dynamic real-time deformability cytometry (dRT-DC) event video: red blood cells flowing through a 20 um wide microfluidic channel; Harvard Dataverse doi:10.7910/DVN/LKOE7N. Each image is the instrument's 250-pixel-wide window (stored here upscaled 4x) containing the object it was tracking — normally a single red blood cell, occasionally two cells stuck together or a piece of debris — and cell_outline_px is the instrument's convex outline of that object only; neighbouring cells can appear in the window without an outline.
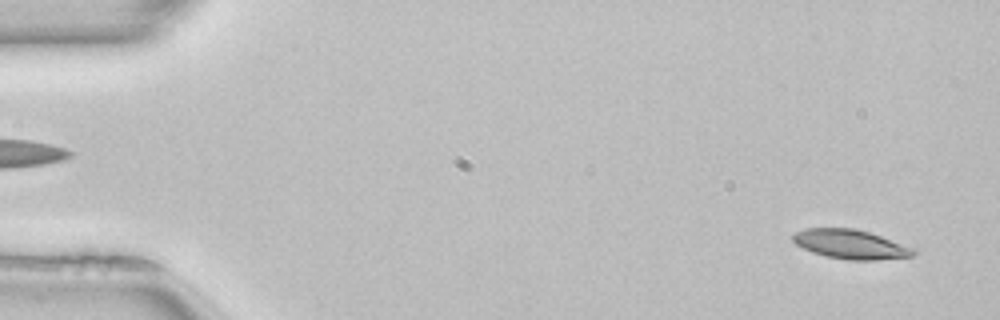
{"species": "common noctule bat (a hibernating species)", "species_latin": "Nyctalus noctula", "temperature_condition": "room temperature", "stored_images_in_passage": 50, "camera_frame_rate_fps": 3000, "um_per_image_px": 0.085, "animal": {"sex": "female", "body_mass_g": 22.7, "forearm_length_mm": 54.2}, "frame": {"image": 1, "passage_image": 2, "time_ms": 0.333, "image_size_px": [1000, 320], "cell_outline_px": [[920, 252], [912, 256], [876, 260], [848, 260], [824, 256], [812, 252], [796, 244], [792, 240], [792, 236], [796, 232], [804, 228], [852, 228], [868, 232], [916, 248]], "centroid_in_image_um": [72.33, 20.77], "position_along_channel_um": 12.7, "area_um2": 20.63}}
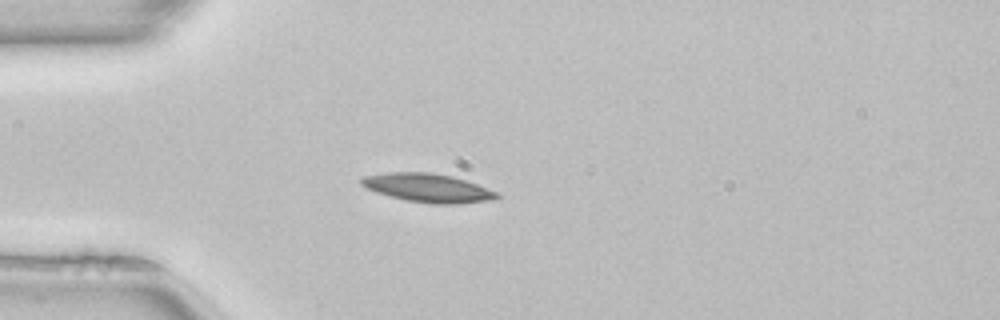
{"frame": {"image": 2, "passage_image": 13, "time_ms": 4.0, "image_size_px": [1000, 320], "cell_outline_px": [[500, 196], [492, 200], [460, 204], [432, 204], [404, 200], [376, 192], [360, 184], [360, 180], [364, 176], [388, 172], [428, 172], [452, 176], [500, 192]], "centroid_in_image_um": [36.39, 15.98], "position_along_channel_um": 48.6, "area_um2": 22.66}}
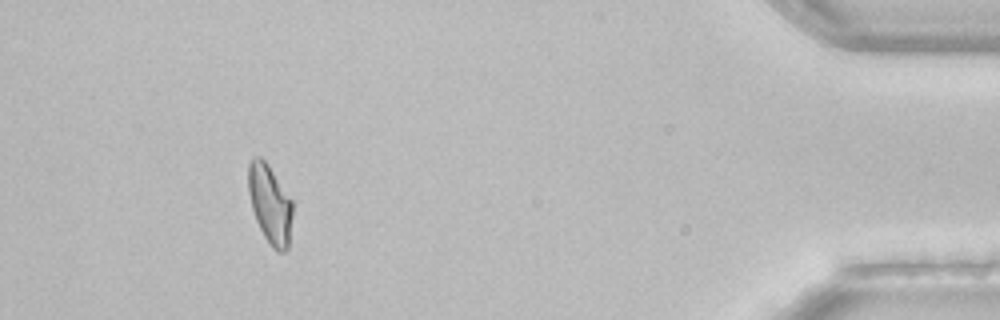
{"frame": {"image": 3, "passage_image": 46, "time_ms": 15.0, "image_size_px": [1000, 320], "cell_outline_px": [[292, 216], [288, 248], [284, 252], [276, 252], [272, 248], [264, 236], [256, 220], [252, 208], [248, 192], [248, 164], [256, 156], [260, 156], [264, 160], [292, 200]], "centroid_in_image_um": [22.94, 17.38], "position_along_channel_um": 412.3, "area_um2": 20.11}, "authors_computed_cell_mechanics": {"area_um2": 20.6346, "velocity_mm_per_s": 4.0093, "shape_relaxation_time_tau1_ms": 8.9676, "shape_relaxation_time_tau2_ms": 6.7918, "deformation_change_tau1": 0.1973, "deformation_change_tau2": 0.1349}}